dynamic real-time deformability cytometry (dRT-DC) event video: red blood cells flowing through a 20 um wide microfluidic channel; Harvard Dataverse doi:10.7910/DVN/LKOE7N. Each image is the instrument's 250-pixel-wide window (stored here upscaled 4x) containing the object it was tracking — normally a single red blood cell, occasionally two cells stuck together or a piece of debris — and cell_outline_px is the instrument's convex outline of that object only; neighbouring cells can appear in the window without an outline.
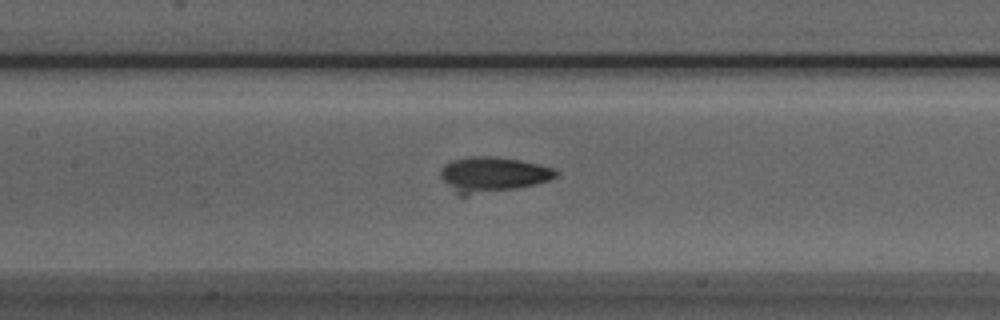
{"species": "Egyptian fruit bat (a non-hibernating species)", "species_latin": "Rousettus aegyptiacus", "temperature_condition": "room temperature", "stored_images_in_passage": 46, "camera_frame_rate_fps": 3000, "um_per_image_px": 0.085, "animal": {"sex": "male"}, "frame": {"image": 1, "passage_image": 22, "time_ms": 7.0, "image_size_px": [1000, 320], "cell_outline_px": [[560, 172], [556, 176], [548, 180], [516, 188], [468, 196], [460, 196], [440, 176], [440, 168], [444, 164], [452, 160], [468, 156], [496, 156], [520, 160], [540, 164], [552, 168]], "centroid_in_image_um": [41.85, 14.82], "position_along_channel_um": 165.5, "area_um2": 23.64}}
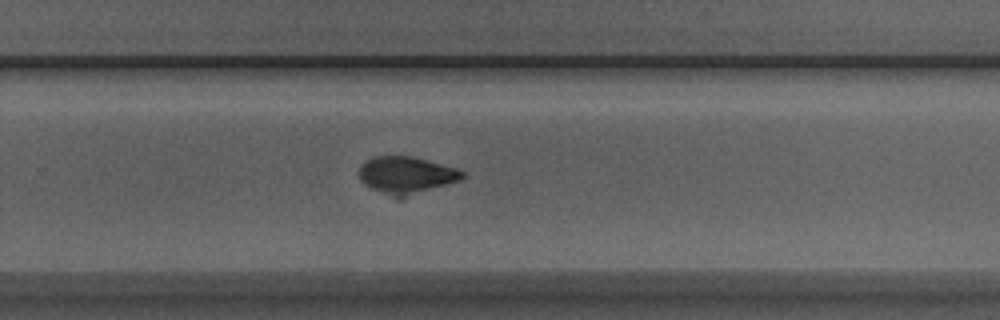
{"frame": {"image": 2, "passage_image": 32, "time_ms": 10.333, "image_size_px": [1000, 320], "cell_outline_px": [[464, 176], [460, 180], [400, 200], [372, 188], [364, 184], [360, 180], [360, 164], [364, 160], [372, 156], [412, 156], [456, 168], [464, 172]], "centroid_in_image_um": [34.51, 14.9], "position_along_channel_um": 295.3, "area_um2": 22.54}}
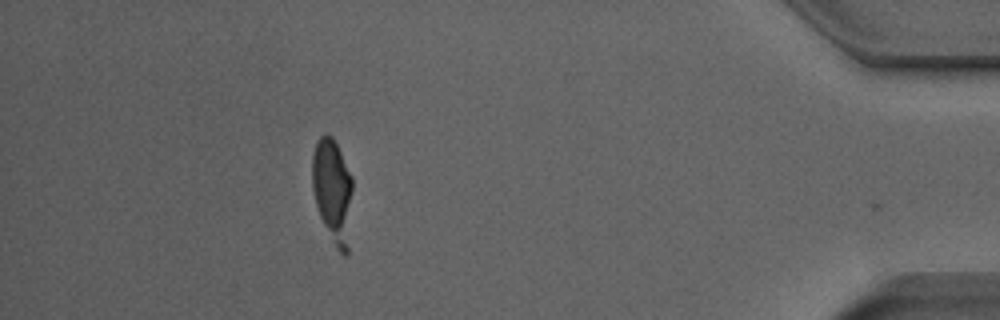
{"frame": {"image": 3, "passage_image": 45, "time_ms": 14.667, "image_size_px": [1000, 320], "cell_outline_px": [[352, 192], [348, 252], [344, 256], [336, 248], [320, 216], [316, 204], [312, 188], [312, 156], [316, 144], [320, 136], [324, 132], [328, 132], [332, 136], [352, 176]], "centroid_in_image_um": [28.27, 16.19], "position_along_channel_um": 406.9, "area_um2": 24.39}}